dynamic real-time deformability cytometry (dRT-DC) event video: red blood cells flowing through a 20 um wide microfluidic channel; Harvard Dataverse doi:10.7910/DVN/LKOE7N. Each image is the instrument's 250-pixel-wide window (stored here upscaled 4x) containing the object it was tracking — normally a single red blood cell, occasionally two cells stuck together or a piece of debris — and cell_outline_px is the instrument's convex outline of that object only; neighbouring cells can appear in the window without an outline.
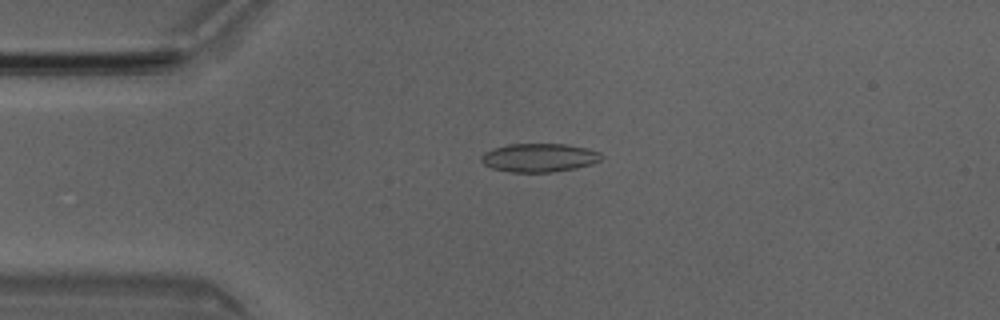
{"species": "Egyptian fruit bat (a non-hibernating species)", "species_latin": "Rousettus aegyptiacus", "temperature_condition": "room temperature", "stored_images_in_passage": 1, "camera_frame_rate_fps": 3000, "um_per_image_px": 0.085, "animal": {"sex": "male"}, "frame": {"image": 1, "passage_image": 1, "time_ms": 0.0, "image_size_px": [1000, 320], "cell_outline_px": [[600, 160], [592, 164], [576, 168], [552, 172], [512, 172], [492, 168], [484, 164], [480, 160], [480, 156], [484, 152], [492, 148], [508, 144], [564, 144], [584, 148], [600, 152]], "centroid_in_image_um": [45.78, 13.4], "position_along_channel_um": 39.2, "area_um2": 19.88}}